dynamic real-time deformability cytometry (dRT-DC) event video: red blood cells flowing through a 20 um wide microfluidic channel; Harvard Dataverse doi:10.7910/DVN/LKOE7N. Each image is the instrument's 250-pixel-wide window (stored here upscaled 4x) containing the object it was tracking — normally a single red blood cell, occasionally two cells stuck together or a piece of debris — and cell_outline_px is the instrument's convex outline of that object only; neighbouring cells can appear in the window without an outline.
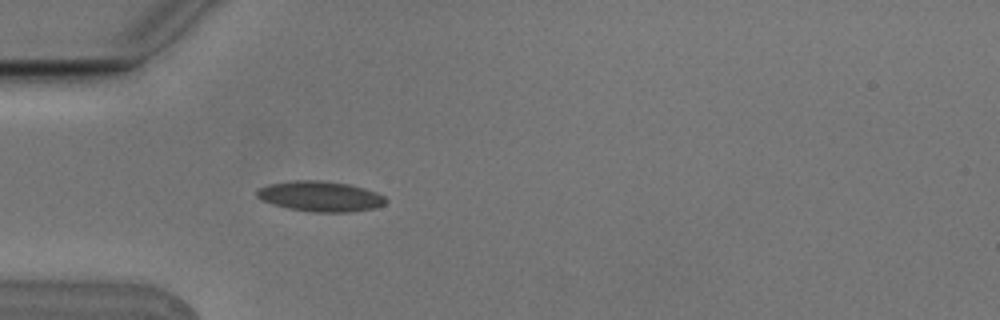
{"species": "Egyptian fruit bat (a non-hibernating species)", "species_latin": "Rousettus aegyptiacus", "temperature_condition": "cold", "stored_images_in_passage": 4, "camera_frame_rate_fps": 3000, "um_per_image_px": 0.085, "animal": {"sex": "male"}, "frame": {"image": 1, "passage_image": 4, "time_ms": 1.0, "image_size_px": [1000, 320], "cell_outline_px": [[388, 200], [384, 204], [376, 208], [348, 212], [312, 212], [288, 208], [272, 204], [260, 200], [256, 196], [256, 192], [260, 188], [268, 184], [292, 180], [320, 180], [348, 184], [364, 188], [376, 192], [384, 196]], "centroid_in_image_um": [27.21, 16.69], "position_along_channel_um": 57.8, "area_um2": 22.89}}